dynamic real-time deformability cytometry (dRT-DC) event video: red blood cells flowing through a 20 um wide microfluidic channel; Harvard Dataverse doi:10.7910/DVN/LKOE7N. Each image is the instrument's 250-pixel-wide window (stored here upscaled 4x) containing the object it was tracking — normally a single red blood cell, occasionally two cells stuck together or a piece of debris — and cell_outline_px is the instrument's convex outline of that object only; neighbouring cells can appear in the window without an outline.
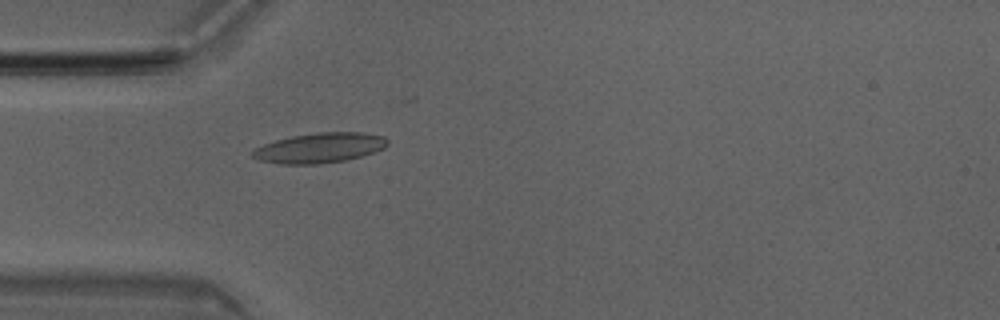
{"species": "Egyptian fruit bat (a non-hibernating species)", "species_latin": "Rousettus aegyptiacus", "temperature_condition": "room temperature", "stored_images_in_passage": 39, "camera_frame_rate_fps": 3000, "um_per_image_px": 0.085, "animal": {"sex": "male"}, "frame": {"image": 1, "passage_image": 15, "time_ms": 4.667, "image_size_px": [1000, 320], "cell_outline_px": [[388, 144], [384, 148], [360, 156], [344, 160], [316, 164], [280, 164], [260, 160], [252, 156], [252, 148], [276, 140], [292, 136], [316, 132], [364, 132], [384, 136], [388, 140]], "centroid_in_image_um": [27.15, 12.56], "position_along_channel_um": 57.8, "area_um2": 23.52}}
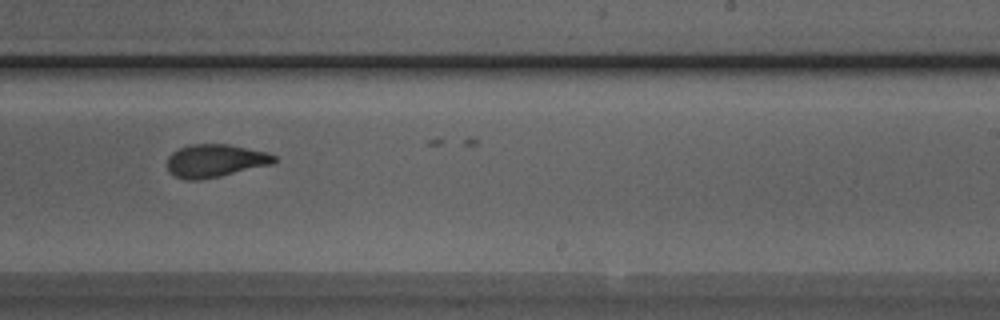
{"frame": {"image": 2, "passage_image": 31, "time_ms": 10.0, "image_size_px": [1000, 320], "cell_outline_px": [[276, 160], [272, 164], [220, 176], [200, 180], [184, 180], [168, 172], [168, 156], [172, 152], [188, 144], [228, 144], [268, 152], [276, 156]], "centroid_in_image_um": [18.28, 13.66], "position_along_channel_um": 270.7, "area_um2": 20.58}}
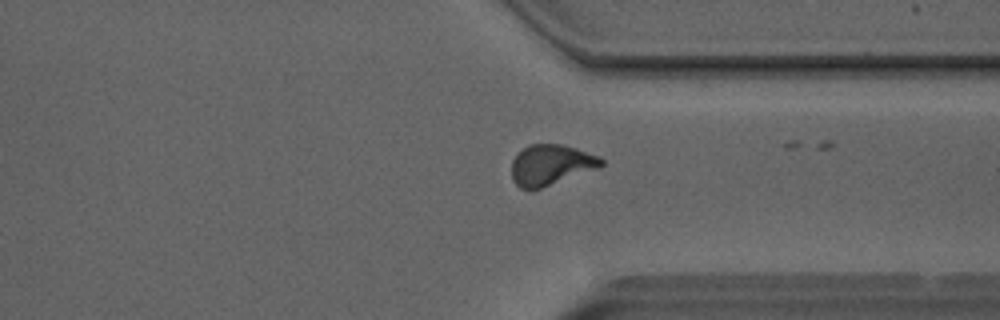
{"frame": {"image": 3, "passage_image": 38, "time_ms": 12.333, "image_size_px": [1000, 320], "cell_outline_px": [[604, 164], [600, 168], [532, 192], [520, 188], [512, 180], [512, 160], [528, 144], [560, 144], [576, 148], [600, 156], [604, 160]], "centroid_in_image_um": [46.85, 14.05], "position_along_channel_um": 364.6, "area_um2": 21.68}}